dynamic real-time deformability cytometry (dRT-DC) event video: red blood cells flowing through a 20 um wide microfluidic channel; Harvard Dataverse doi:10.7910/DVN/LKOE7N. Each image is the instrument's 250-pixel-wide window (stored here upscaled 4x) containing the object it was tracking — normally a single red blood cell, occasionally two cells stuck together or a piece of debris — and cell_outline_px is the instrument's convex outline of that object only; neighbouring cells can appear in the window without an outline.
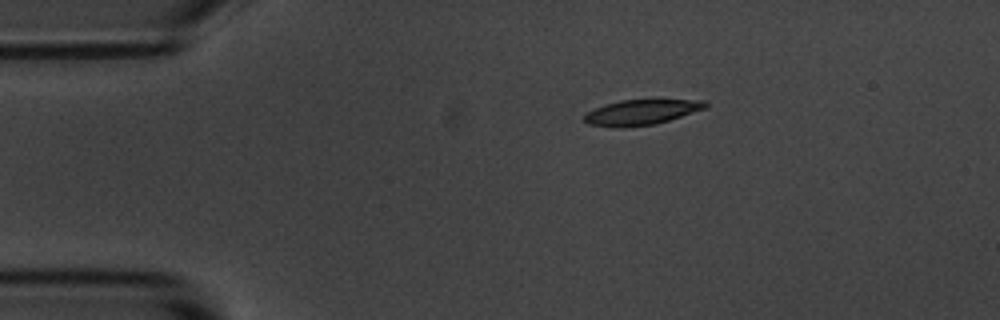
{"species": "common noctule bat (a hibernating species)", "species_latin": "Nyctalus noctula", "temperature_condition": "room temperature", "stored_images_in_passage": 46, "camera_frame_rate_fps": 3000, "um_per_image_px": 0.085, "animal": {"sex": "male", "body_mass_g": 20.1, "forearm_length_mm": 53.5}, "frame": {"image": 1, "passage_image": 1, "time_ms": 0.0, "image_size_px": [1000, 320], "cell_outline_px": [[708, 108], [656, 124], [624, 128], [616, 128], [588, 124], [584, 120], [584, 116], [588, 112], [604, 104], [620, 100], [704, 100], [708, 104]], "centroid_in_image_um": [54.53, 9.55], "position_along_channel_um": 30.5, "area_um2": 17.92}}
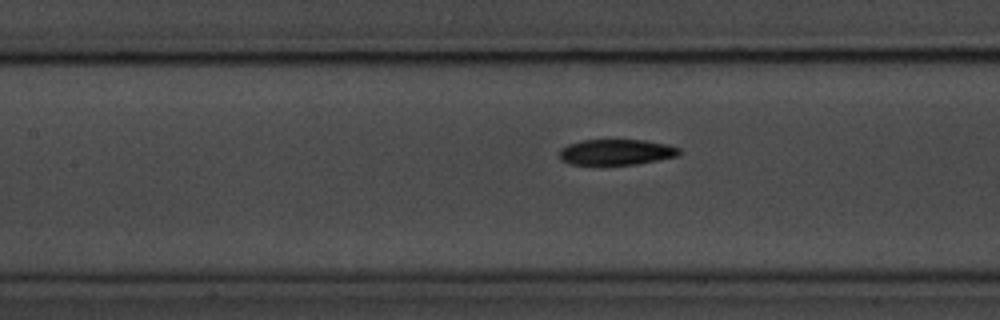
{"frame": {"image": 2, "passage_image": 15, "time_ms": 4.667, "image_size_px": [1000, 320], "cell_outline_px": [[680, 156], [636, 164], [600, 168], [568, 164], [560, 160], [560, 148], [568, 144], [580, 140], [648, 140], [668, 144], [680, 148]], "centroid_in_image_um": [52.34, 12.98], "position_along_channel_um": 155.1, "area_um2": 19.07}}
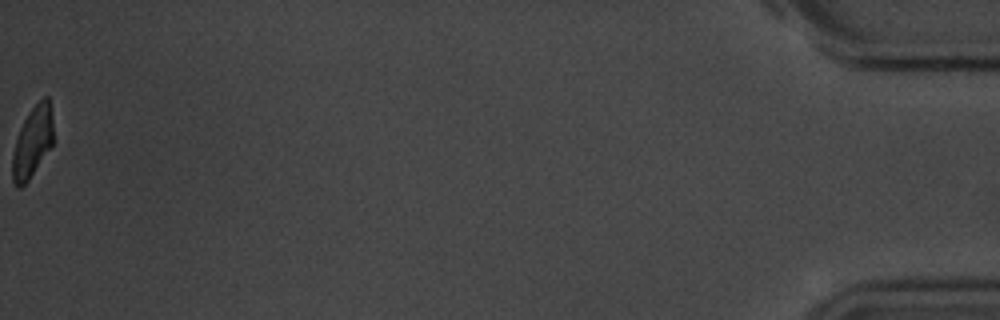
{"frame": {"image": 3, "passage_image": 46, "time_ms": 15.0, "image_size_px": [1000, 320], "cell_outline_px": [[52, 144], [28, 180], [20, 188], [12, 180], [12, 152], [20, 128], [28, 112], [44, 96], [48, 96], [52, 120]], "centroid_in_image_um": [2.73, 12.06], "position_along_channel_um": 432.5, "area_um2": 16.42}, "authors_computed_cell_mechanics": {"area_um2": 18.785, "velocity_mm_per_s": 3.6669, "shape_relaxation_time_tau1_ms": 3.3322, "shape_relaxation_time_tau2_ms": 1.472, "deformation_change_tau1": 0.1552, "deformation_change_tau2": 0.0694}}